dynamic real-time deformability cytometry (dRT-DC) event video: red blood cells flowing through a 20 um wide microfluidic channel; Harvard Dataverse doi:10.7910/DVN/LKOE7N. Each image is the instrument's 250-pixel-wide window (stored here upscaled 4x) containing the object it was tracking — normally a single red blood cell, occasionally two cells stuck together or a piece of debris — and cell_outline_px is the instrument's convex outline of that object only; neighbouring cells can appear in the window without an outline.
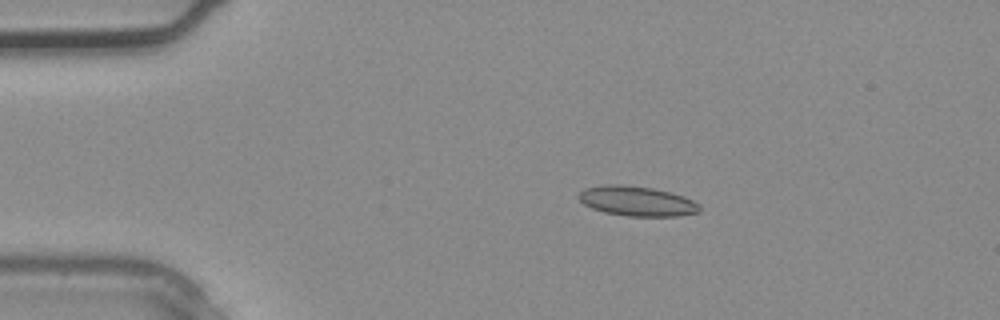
{"species": "common noctule bat (a hibernating species)", "species_latin": "Nyctalus noctula", "temperature_condition": "warm", "stored_images_in_passage": 3, "camera_frame_rate_fps": 3000, "um_per_image_px": 0.085, "animal": {"sex": "male", "body_mass_g": 20.4}, "frame": {"image": 1, "passage_image": 1, "time_ms": 0.0, "image_size_px": [1000, 320], "cell_outline_px": [[700, 212], [680, 216], [628, 216], [604, 212], [592, 208], [584, 204], [580, 200], [580, 192], [584, 188], [604, 184], [624, 184], [652, 188], [672, 192], [684, 196], [700, 204]], "centroid_in_image_um": [54.17, 17.09], "position_along_channel_um": 30.8, "area_um2": 21.15}}